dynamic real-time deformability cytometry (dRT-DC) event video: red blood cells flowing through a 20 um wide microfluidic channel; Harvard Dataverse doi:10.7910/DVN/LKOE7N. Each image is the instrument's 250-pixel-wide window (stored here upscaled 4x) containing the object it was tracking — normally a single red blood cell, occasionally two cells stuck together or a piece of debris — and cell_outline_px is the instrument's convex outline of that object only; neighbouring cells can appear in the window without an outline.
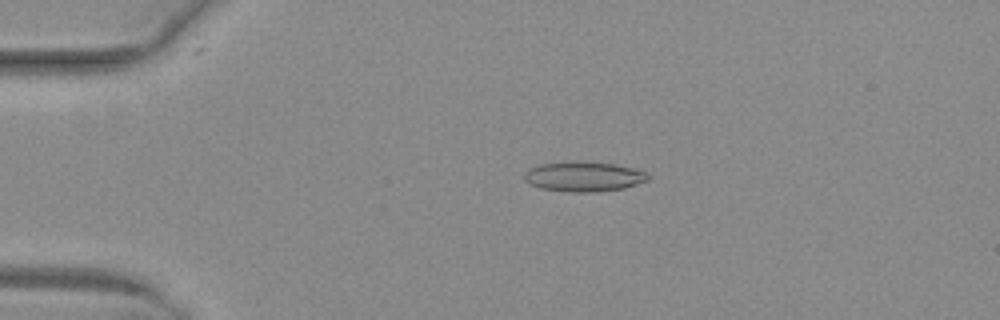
{"species": "common noctule bat (a hibernating species)", "species_latin": "Nyctalus noctula", "temperature_condition": "warm", "stored_images_in_passage": 52, "camera_frame_rate_fps": 3000, "um_per_image_px": 0.085, "animal": {"sex": "female", "body_mass_g": 29.2, "forearm_length_mm": 56.3}, "frame": {"image": 1, "passage_image": 12, "time_ms": 3.667, "image_size_px": [1000, 320], "cell_outline_px": [[648, 180], [624, 188], [596, 192], [568, 192], [540, 188], [528, 184], [524, 180], [524, 172], [528, 168], [540, 164], [616, 164], [632, 168], [644, 172], [648, 176]], "centroid_in_image_um": [49.57, 15.06], "position_along_channel_um": 35.4, "area_um2": 20.69}}
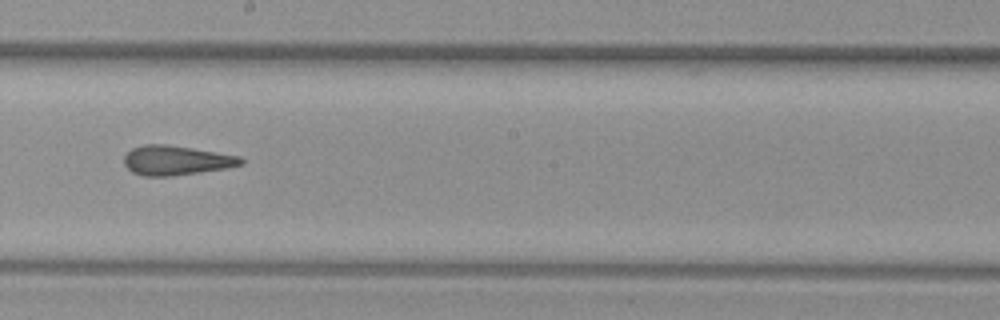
{"frame": {"image": 2, "passage_image": 30, "time_ms": 9.667, "image_size_px": [1000, 320], "cell_outline_px": [[244, 164], [228, 168], [172, 176], [144, 176], [132, 172], [124, 164], [124, 156], [132, 148], [144, 144], [164, 144], [192, 148], [240, 156], [244, 160]], "centroid_in_image_um": [14.98, 13.63], "position_along_channel_um": 233.2, "area_um2": 20.11}}
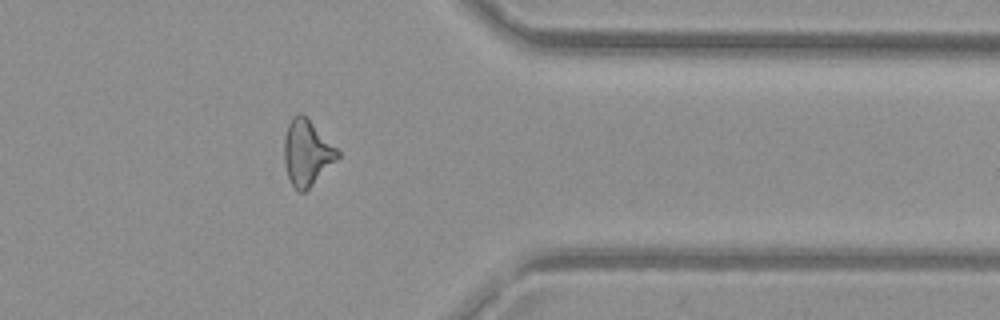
{"frame": {"image": 3, "passage_image": 42, "time_ms": 13.667, "image_size_px": [1000, 320], "cell_outline_px": [[340, 156], [304, 192], [300, 192], [292, 184], [288, 176], [284, 164], [284, 136], [288, 124], [292, 116], [300, 112], [308, 116], [340, 152]], "centroid_in_image_um": [26.07, 12.91], "position_along_channel_um": 385.3, "area_um2": 20.4}, "authors_computed_cell_mechanics": {"area_um2": 20.5768, "velocity_mm_per_s": 4.0968, "shape_relaxation_time_tau1_ms": null, "shape_relaxation_time_tau2_ms": 2.5279, "deformation_change_tau1": null, "deformation_change_tau2": 0.1281}}